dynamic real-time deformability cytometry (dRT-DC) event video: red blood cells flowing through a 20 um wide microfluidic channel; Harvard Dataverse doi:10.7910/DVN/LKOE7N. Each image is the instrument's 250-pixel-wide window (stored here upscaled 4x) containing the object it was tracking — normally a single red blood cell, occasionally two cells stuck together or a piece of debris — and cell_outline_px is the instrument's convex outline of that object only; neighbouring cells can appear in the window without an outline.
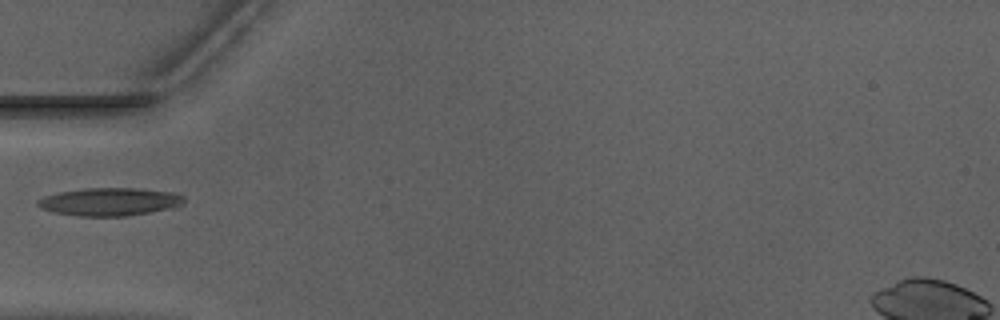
{"species": "Egyptian fruit bat (a non-hibernating species)", "species_latin": "Rousettus aegyptiacus", "temperature_condition": "warm", "stored_images_in_passage": 35, "camera_frame_rate_fps": 3000, "um_per_image_px": 0.085, "animal": {"sex": "male"}, "frame": {"image": 1, "passage_image": 1, "time_ms": 0.0, "image_size_px": [1000, 320], "cell_outline_px": [[184, 204], [176, 208], [124, 216], [76, 216], [52, 212], [40, 208], [36, 204], [36, 200], [44, 196], [60, 192], [84, 188], [136, 188], [176, 192], [184, 196]], "centroid_in_image_um": [9.35, 17.15], "position_along_channel_um": 75.7, "area_um2": 24.16}}
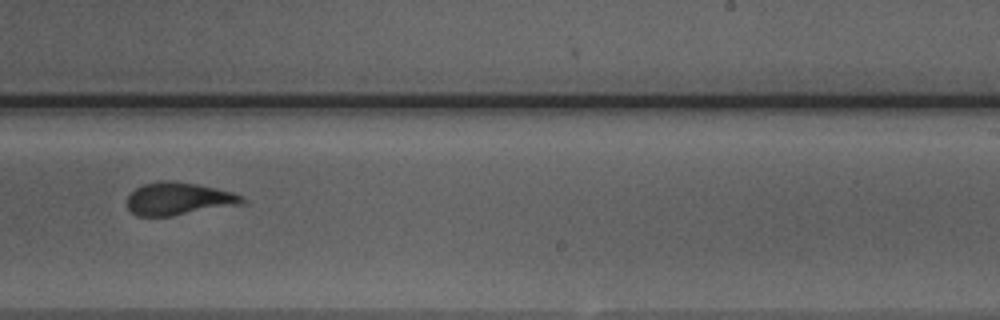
{"frame": {"image": 2, "passage_image": 16, "time_ms": 5.0, "image_size_px": [1000, 320], "cell_outline_px": [[248, 204], [172, 216], [136, 216], [128, 208], [128, 196], [136, 188], [144, 184], [160, 180], [176, 180], [216, 188], [232, 192], [248, 200]], "centroid_in_image_um": [15.24, 16.9], "position_along_channel_um": 273.8, "area_um2": 22.25}}
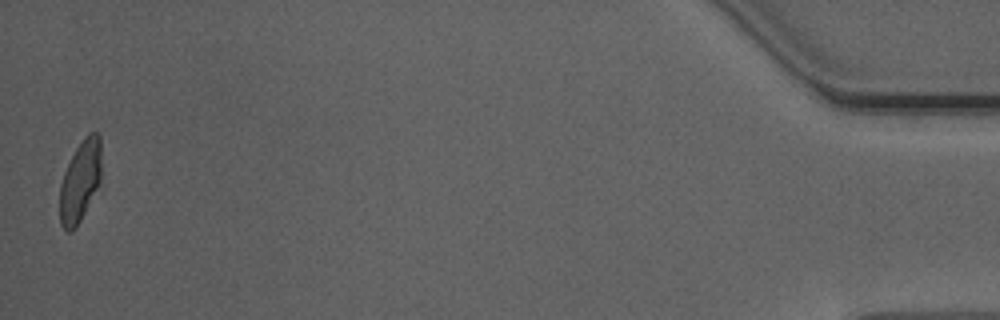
{"frame": {"image": 3, "passage_image": 35, "time_ms": 11.333, "image_size_px": [1000, 320], "cell_outline_px": [[100, 184], [76, 228], [72, 232], [68, 232], [60, 224], [60, 184], [64, 172], [76, 148], [84, 136], [88, 132], [96, 132], [100, 136]], "centroid_in_image_um": [6.81, 15.41], "position_along_channel_um": 428.4, "area_um2": 19.65}}